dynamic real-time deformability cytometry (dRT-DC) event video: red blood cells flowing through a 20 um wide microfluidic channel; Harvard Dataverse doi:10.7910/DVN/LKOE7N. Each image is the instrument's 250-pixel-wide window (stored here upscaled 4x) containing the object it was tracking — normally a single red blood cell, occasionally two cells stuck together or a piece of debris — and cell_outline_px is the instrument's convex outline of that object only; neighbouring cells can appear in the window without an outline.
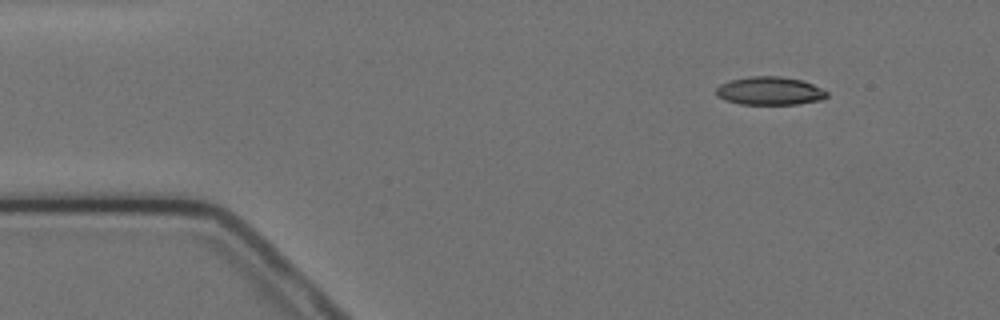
{"species": "Egyptian fruit bat (a non-hibernating species)", "species_latin": "Rousettus aegyptiacus", "temperature_condition": "cold", "stored_images_in_passage": 4, "segment_of_instrument_passage": [1, 2], "camera_frame_rate_fps": 3000, "um_per_image_px": 0.085, "animal": {"sex": "female"}, "frame": {"image": 1, "passage_image": 1, "time_ms": 0.0, "image_size_px": [1000, 320], "cell_outline_px": [[828, 96], [824, 100], [796, 104], [740, 104], [724, 100], [716, 96], [716, 88], [720, 84], [728, 80], [748, 76], [780, 76], [800, 80], [812, 84], [828, 92]], "centroid_in_image_um": [65.4, 7.73], "position_along_channel_um": 19.6, "area_um2": 18.38}}